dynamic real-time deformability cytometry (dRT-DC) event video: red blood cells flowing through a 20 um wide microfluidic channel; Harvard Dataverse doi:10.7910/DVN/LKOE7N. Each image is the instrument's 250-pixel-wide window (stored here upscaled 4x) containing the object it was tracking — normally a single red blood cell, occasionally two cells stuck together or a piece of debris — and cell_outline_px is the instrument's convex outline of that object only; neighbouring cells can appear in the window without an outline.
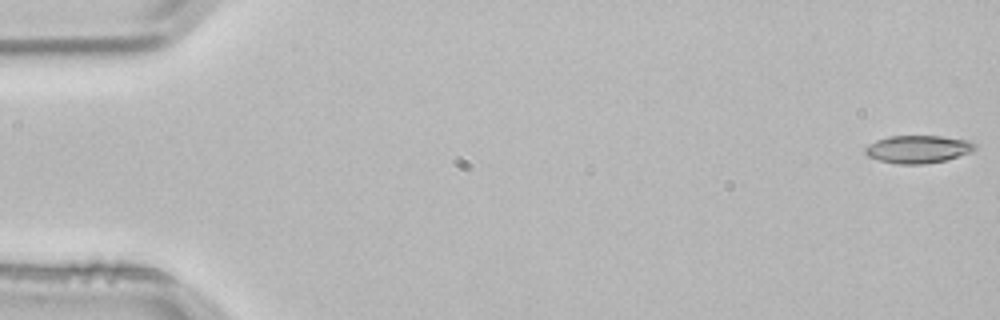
{"species": "common noctule bat (a hibernating species)", "species_latin": "Nyctalus noctula", "temperature_condition": "room temperature", "stored_images_in_passage": 4, "camera_frame_rate_fps": 3000, "um_per_image_px": 0.085, "animal": {"sex": "male", "body_mass_g": 21.5, "forearm_length_mm": 52.0}, "frame": {"image": 1, "passage_image": 1, "time_ms": 0.0, "image_size_px": [1000, 320], "cell_outline_px": [[976, 148], [972, 152], [944, 160], [924, 164], [896, 164], [880, 160], [868, 156], [864, 152], [864, 148], [868, 144], [876, 140], [888, 136], [940, 136], [968, 140], [976, 144]], "centroid_in_image_um": [78.01, 12.67], "position_along_channel_um": 7.0, "area_um2": 17.74}}
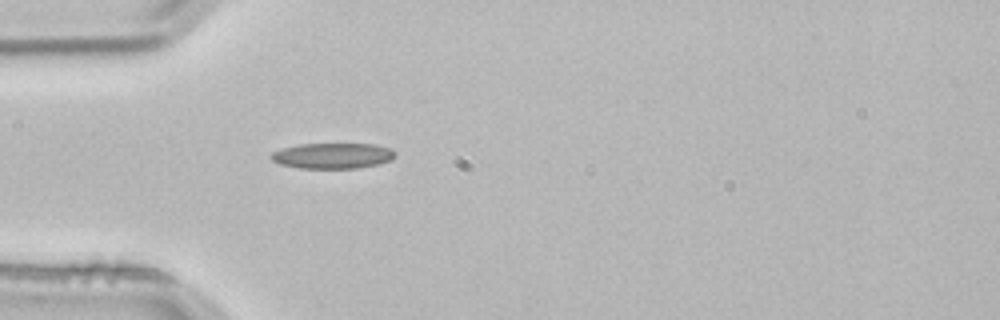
{"frame": {"image": 2, "passage_image": 4, "time_ms": 1.0, "image_size_px": [1000, 320], "cell_outline_px": [[396, 156], [392, 160], [380, 164], [356, 168], [300, 168], [280, 164], [272, 160], [268, 156], [272, 152], [284, 148], [300, 144], [372, 144], [392, 148], [396, 152]], "centroid_in_image_um": [28.31, 13.24], "position_along_channel_um": 56.7, "area_um2": 18.61}}